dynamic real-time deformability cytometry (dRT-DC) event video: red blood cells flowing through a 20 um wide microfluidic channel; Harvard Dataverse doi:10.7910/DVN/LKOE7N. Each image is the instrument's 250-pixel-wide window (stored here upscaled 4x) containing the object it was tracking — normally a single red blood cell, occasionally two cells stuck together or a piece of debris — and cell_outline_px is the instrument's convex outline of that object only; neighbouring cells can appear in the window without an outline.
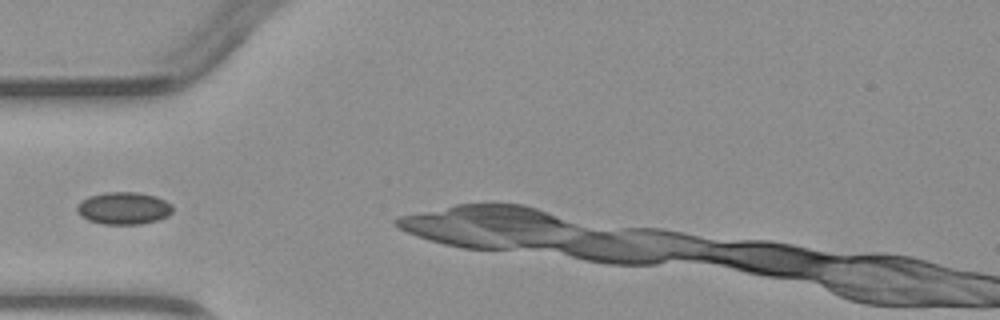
{"species": "common noctule bat (a hibernating species)", "species_latin": "Nyctalus noctula", "temperature_condition": "warm", "stored_images_in_passage": 3, "camera_frame_rate_fps": 3000, "um_per_image_px": 0.085, "animal": {"sex": "male", "body_mass_g": 23.1, "forearm_length_mm": 52.7}, "frame": {"image": 1, "passage_image": 2, "time_ms": 1.333, "image_size_px": [1000, 320], "cell_outline_px": [[172, 212], [168, 216], [156, 220], [140, 224], [104, 224], [88, 220], [80, 216], [76, 212], [76, 208], [80, 200], [88, 196], [104, 192], [136, 192], [156, 196], [172, 204]], "centroid_in_image_um": [10.48, 17.69], "position_along_channel_um": 74.5, "area_um2": 18.15}}